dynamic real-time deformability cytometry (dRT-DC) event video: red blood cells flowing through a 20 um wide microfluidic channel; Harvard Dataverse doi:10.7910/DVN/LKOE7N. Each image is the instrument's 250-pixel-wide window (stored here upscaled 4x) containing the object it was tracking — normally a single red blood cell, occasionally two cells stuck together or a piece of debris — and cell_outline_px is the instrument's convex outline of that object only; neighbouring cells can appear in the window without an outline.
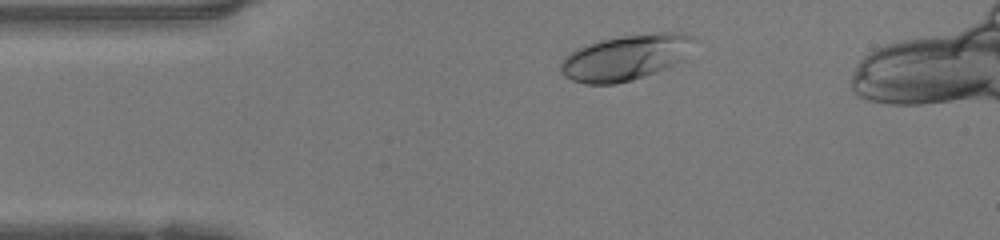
{"species": "human", "species_latin": "Homo sapiens", "temperature_condition": "warm", "stored_images_in_passage": 41, "camera_frame_rate_fps": 3000, "um_per_image_px": 0.085, "donor": {"sex": "female"}, "frame": {"image": 1, "passage_image": 4, "time_ms": 1.0, "image_size_px": [1000, 240], "cell_outline_px": [[700, 40], [680, 60], [656, 72], [632, 80], [616, 84], [584, 84], [572, 80], [564, 76], [560, 72], [560, 64], [564, 56], [568, 52], [584, 44], [600, 40], [620, 36], [656, 32], [684, 32], [696, 36]], "centroid_in_image_um": [53.18, 4.86], "position_along_channel_um": 31.8, "area_um2": 35.95}}
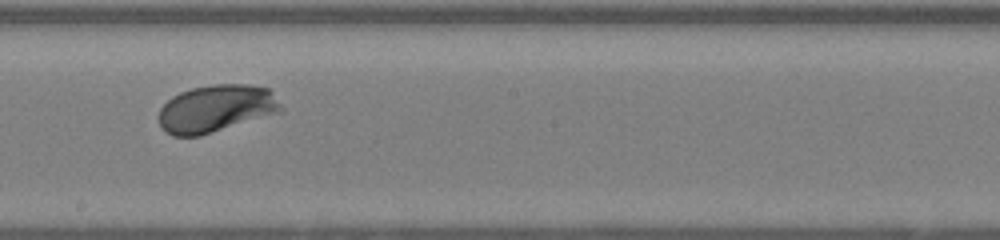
{"frame": {"image": 2, "passage_image": 21, "time_ms": 6.667, "image_size_px": [1000, 240], "cell_outline_px": [[284, 108], [280, 112], [200, 136], [172, 136], [164, 132], [160, 128], [160, 108], [172, 96], [180, 92], [192, 88], [212, 84], [248, 84], [268, 88], [272, 92]], "centroid_in_image_um": [18.36, 9.23], "position_along_channel_um": 229.8, "area_um2": 33.81}}
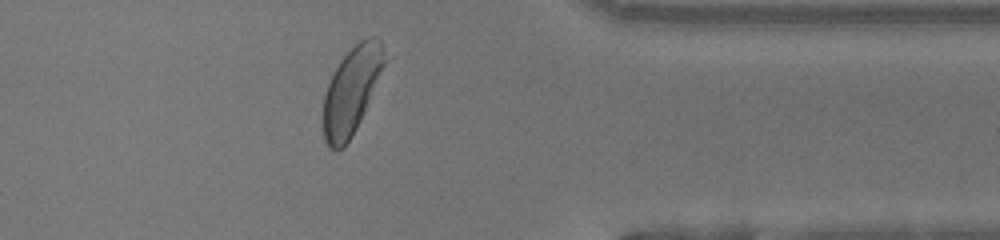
{"frame": {"image": 3, "passage_image": 33, "time_ms": 10.667, "image_size_px": [1000, 240], "cell_outline_px": [[384, 64], [364, 112], [352, 136], [344, 148], [336, 152], [328, 148], [324, 140], [324, 96], [328, 84], [340, 60], [360, 40], [368, 36], [376, 36], [380, 40], [384, 60]], "centroid_in_image_um": [29.84, 7.75], "position_along_channel_um": 381.6, "area_um2": 30.29}, "authors_computed_cell_mechanics": {"area_um2": 33.235, "velocity_mm_per_s": 4.1669, "shape_relaxation_time_tau1_ms": 1.6456, "shape_relaxation_time_tau2_ms": null, "deformation_change_tau1": 0.129, "deformation_change_tau2": null}}